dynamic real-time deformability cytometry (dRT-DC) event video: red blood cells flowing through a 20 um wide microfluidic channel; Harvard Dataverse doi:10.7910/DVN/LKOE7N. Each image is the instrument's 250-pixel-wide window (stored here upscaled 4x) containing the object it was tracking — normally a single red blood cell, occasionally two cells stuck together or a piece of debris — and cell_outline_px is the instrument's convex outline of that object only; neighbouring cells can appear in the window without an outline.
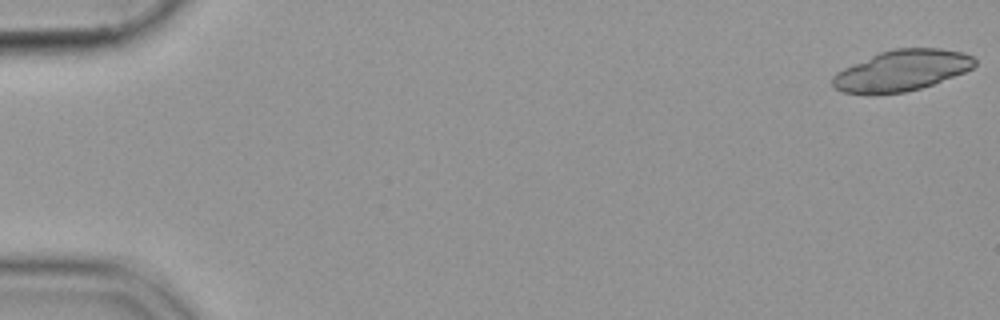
{"species": "common noctule bat (a hibernating species)", "species_latin": "Nyctalus noctula", "temperature_condition": "cold", "stored_images_in_passage": 5, "camera_frame_rate_fps": 3000, "um_per_image_px": 0.085, "animal": {"sex": "female", "body_mass_g": 19.9}, "frame": {"image": 1, "passage_image": 1, "time_ms": 0.0, "image_size_px": [1000, 320], "cell_outline_px": [[976, 64], [972, 68], [964, 72], [932, 84], [920, 88], [904, 92], [872, 96], [868, 96], [840, 92], [832, 84], [832, 76], [836, 72], [844, 68], [880, 52], [896, 48], [940, 48], [964, 52], [972, 56], [976, 60]], "centroid_in_image_um": [76.61, 6.02], "position_along_channel_um": 8.4, "area_um2": 34.16}}